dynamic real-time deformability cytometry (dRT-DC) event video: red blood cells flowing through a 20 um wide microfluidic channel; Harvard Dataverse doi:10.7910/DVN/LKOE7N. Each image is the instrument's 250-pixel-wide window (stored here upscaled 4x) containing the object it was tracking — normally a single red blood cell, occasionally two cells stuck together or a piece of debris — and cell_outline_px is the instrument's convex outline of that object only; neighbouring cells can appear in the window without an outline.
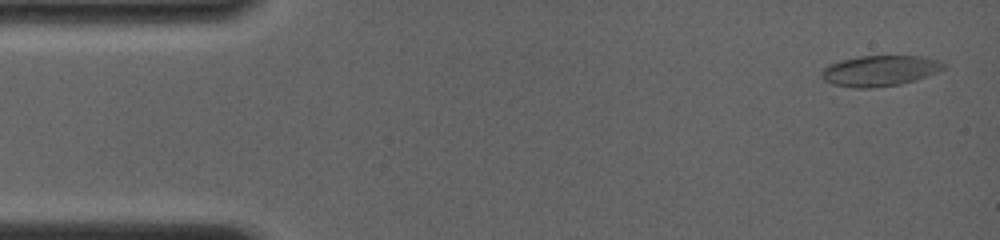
{"species": "common noctule bat (a hibernating species)", "species_latin": "Nyctalus noctula", "temperature_condition": "room temperature", "stored_images_in_passage": 45, "camera_frame_rate_fps": 4000, "um_per_image_px": 0.085, "animal": {"sex": "female", "body_mass_g": 19.0, "forearm_length_mm": 56.7}, "frame": {"image": 1, "passage_image": 2, "time_ms": 0.25, "image_size_px": [1000, 240], "cell_outline_px": [[948, 64], [944, 68], [928, 76], [900, 84], [872, 88], [852, 88], [832, 84], [824, 80], [820, 76], [820, 72], [824, 68], [832, 64], [844, 60], [860, 56], [920, 56], [940, 60]], "centroid_in_image_um": [74.8, 6.02], "position_along_channel_um": 10.2, "area_um2": 21.79}}
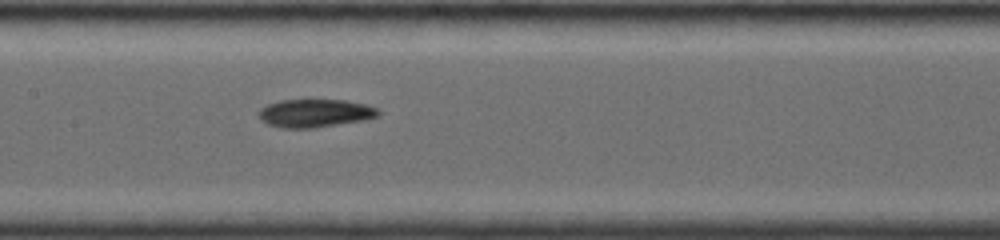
{"frame": {"image": 2, "passage_image": 27, "time_ms": 7.25, "image_size_px": [1000, 240], "cell_outline_px": [[380, 116], [364, 120], [312, 128], [280, 128], [268, 124], [260, 120], [256, 112], [260, 108], [268, 104], [280, 100], [308, 96], [344, 100], [364, 104], [380, 108]], "centroid_in_image_um": [26.74, 9.56], "position_along_channel_um": 180.7, "area_um2": 20.69}}
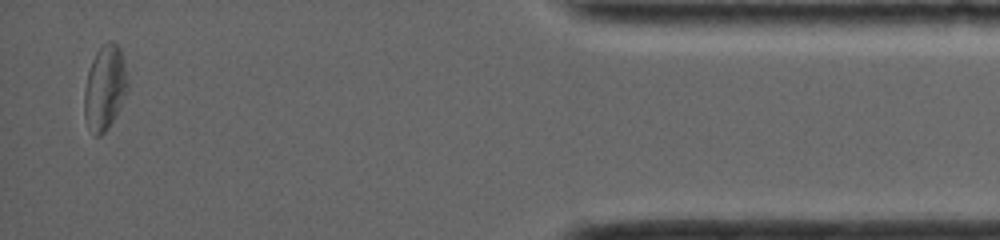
{"frame": {"image": 3, "passage_image": 45, "time_ms": 14.75, "image_size_px": [1000, 240], "cell_outline_px": [[128, 88], [108, 128], [100, 136], [92, 136], [88, 128], [84, 116], [84, 88], [88, 72], [92, 60], [96, 52], [108, 40], [112, 40], [120, 48], [128, 80]], "centroid_in_image_um": [8.88, 7.47], "position_along_channel_um": 426.3, "area_um2": 21.21}, "authors_computed_cell_mechanics": {"area_um2": 20.1722, "velocity_mm_per_s": 3.9978, "shape_relaxation_time_tau1_ms": 3.9284, "shape_relaxation_time_tau2_ms": null, "deformation_change_tau1": 0.126, "deformation_change_tau2": null}}